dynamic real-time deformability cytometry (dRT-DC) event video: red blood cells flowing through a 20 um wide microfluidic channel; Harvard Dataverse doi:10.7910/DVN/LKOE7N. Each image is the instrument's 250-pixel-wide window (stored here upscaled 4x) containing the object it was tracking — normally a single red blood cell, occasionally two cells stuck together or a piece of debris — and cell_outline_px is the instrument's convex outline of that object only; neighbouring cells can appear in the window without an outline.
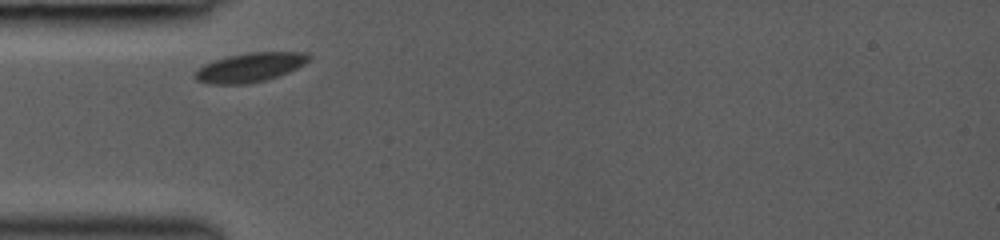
{"species": "common noctule bat (a hibernating species)", "species_latin": "Nyctalus noctula", "temperature_condition": "room temperature", "stored_images_in_passage": 12, "camera_frame_rate_fps": 3000, "um_per_image_px": 0.085, "animal": {"sex": "female", "body_mass_g": 19.0, "forearm_length_mm": 53.3}, "frame": {"image": 1, "passage_image": 1, "time_ms": 0.0, "image_size_px": [1000, 240], "cell_outline_px": [[312, 56], [304, 64], [288, 72], [264, 80], [248, 84], [204, 84], [196, 80], [196, 72], [204, 64], [228, 56], [248, 52], [308, 52]], "centroid_in_image_um": [21.26, 5.72], "position_along_channel_um": 63.7, "area_um2": 19.19}}
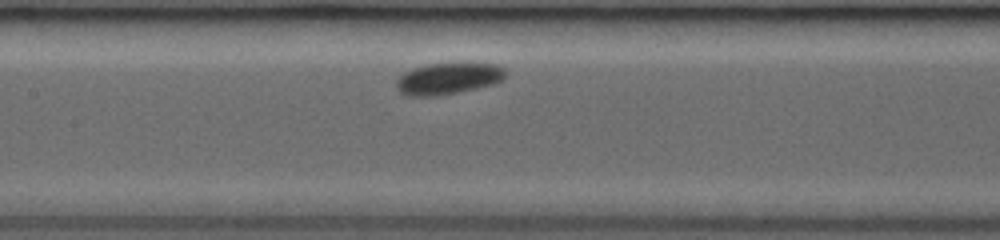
{"frame": {"image": 2, "passage_image": 6, "time_ms": 2.667, "image_size_px": [1000, 240], "cell_outline_px": [[508, 72], [500, 80], [492, 84], [460, 92], [432, 96], [408, 96], [400, 92], [396, 88], [396, 80], [404, 72], [412, 68], [428, 64], [468, 60], [496, 64], [504, 68]], "centroid_in_image_um": [38.12, 6.62], "position_along_channel_um": 169.3, "area_um2": 20.81}}
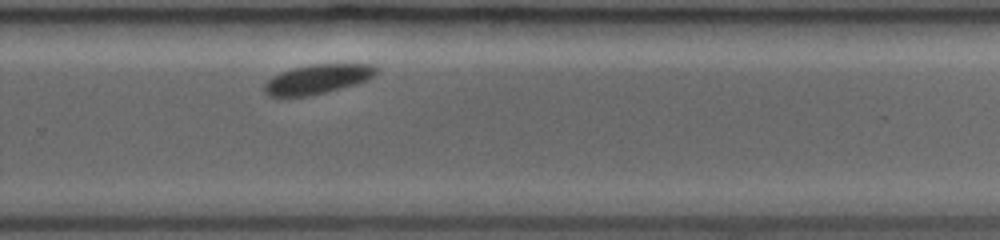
{"frame": {"image": 3, "passage_image": 12, "time_ms": 6.0, "image_size_px": [1000, 240], "cell_outline_px": [[376, 72], [368, 80], [356, 84], [308, 96], [268, 96], [264, 92], [264, 84], [272, 76], [280, 72], [292, 68], [312, 64], [368, 64], [376, 68]], "centroid_in_image_um": [26.94, 6.72], "position_along_channel_um": 302.9, "area_um2": 18.96}}